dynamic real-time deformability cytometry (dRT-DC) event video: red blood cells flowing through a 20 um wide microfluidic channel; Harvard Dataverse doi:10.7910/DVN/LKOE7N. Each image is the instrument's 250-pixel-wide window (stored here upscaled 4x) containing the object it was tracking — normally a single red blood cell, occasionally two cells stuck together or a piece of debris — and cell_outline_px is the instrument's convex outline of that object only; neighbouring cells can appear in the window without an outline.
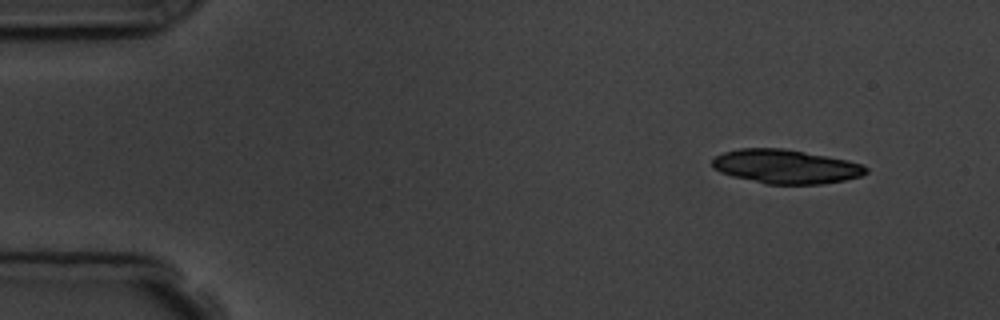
{"species": "common noctule bat (a hibernating species)", "species_latin": "Nyctalus noctula", "temperature_condition": "room temperature", "stored_images_in_passage": 4, "camera_frame_rate_fps": 3000, "um_per_image_px": 0.085, "animal": {"sex": "male", "body_mass_g": 19.5, "forearm_length_mm": 54.6}, "frame": {"image": 1, "passage_image": 1, "time_ms": 0.0, "image_size_px": [1000, 320], "cell_outline_px": [[868, 172], [860, 176], [844, 180], [820, 184], [764, 184], [732, 176], [720, 172], [712, 168], [712, 160], [716, 156], [724, 152], [740, 148], [784, 148], [848, 160], [864, 164], [868, 168]], "centroid_in_image_um": [66.79, 14.15], "position_along_channel_um": 18.2, "area_um2": 30.58}}
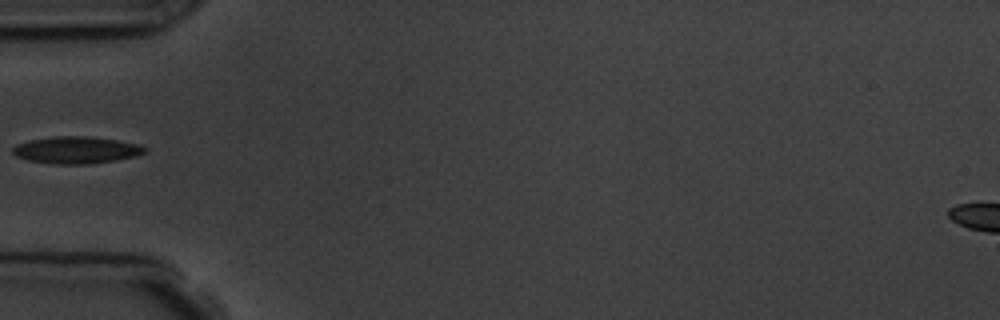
{"frame": {"image": 2, "passage_image": 4, "time_ms": 4.333, "image_size_px": [1000, 320], "cell_outline_px": [[148, 152], [136, 156], [116, 160], [88, 164], [52, 164], [28, 160], [16, 156], [12, 152], [12, 148], [16, 144], [28, 140], [52, 136], [88, 136], [116, 140], [136, 144], [148, 148]], "centroid_in_image_um": [6.47, 12.75], "position_along_channel_um": 78.5, "area_um2": 20.92}}